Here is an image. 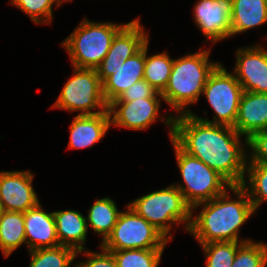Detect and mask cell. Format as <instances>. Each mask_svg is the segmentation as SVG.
I'll return each mask as SVG.
<instances>
[{
  "instance_id": "cell-10",
  "label": "cell",
  "mask_w": 267,
  "mask_h": 267,
  "mask_svg": "<svg viewBox=\"0 0 267 267\" xmlns=\"http://www.w3.org/2000/svg\"><path fill=\"white\" fill-rule=\"evenodd\" d=\"M30 171L0 172V198L4 211L26 212L40 202L32 187Z\"/></svg>"
},
{
  "instance_id": "cell-26",
  "label": "cell",
  "mask_w": 267,
  "mask_h": 267,
  "mask_svg": "<svg viewBox=\"0 0 267 267\" xmlns=\"http://www.w3.org/2000/svg\"><path fill=\"white\" fill-rule=\"evenodd\" d=\"M246 171L248 173L249 185L244 180L241 186L248 192L256 211L263 201H267V164L247 163Z\"/></svg>"
},
{
  "instance_id": "cell-25",
  "label": "cell",
  "mask_w": 267,
  "mask_h": 267,
  "mask_svg": "<svg viewBox=\"0 0 267 267\" xmlns=\"http://www.w3.org/2000/svg\"><path fill=\"white\" fill-rule=\"evenodd\" d=\"M250 239L236 241H219L200 244L206 255V267H232L237 249Z\"/></svg>"
},
{
  "instance_id": "cell-17",
  "label": "cell",
  "mask_w": 267,
  "mask_h": 267,
  "mask_svg": "<svg viewBox=\"0 0 267 267\" xmlns=\"http://www.w3.org/2000/svg\"><path fill=\"white\" fill-rule=\"evenodd\" d=\"M109 111L94 115L77 114L70 126L68 148L81 149L92 147L99 142L111 126Z\"/></svg>"
},
{
  "instance_id": "cell-28",
  "label": "cell",
  "mask_w": 267,
  "mask_h": 267,
  "mask_svg": "<svg viewBox=\"0 0 267 267\" xmlns=\"http://www.w3.org/2000/svg\"><path fill=\"white\" fill-rule=\"evenodd\" d=\"M267 245L263 242H244L236 252L232 267H266Z\"/></svg>"
},
{
  "instance_id": "cell-21",
  "label": "cell",
  "mask_w": 267,
  "mask_h": 267,
  "mask_svg": "<svg viewBox=\"0 0 267 267\" xmlns=\"http://www.w3.org/2000/svg\"><path fill=\"white\" fill-rule=\"evenodd\" d=\"M26 243L24 213L2 211L0 214V249L8 257L20 245Z\"/></svg>"
},
{
  "instance_id": "cell-8",
  "label": "cell",
  "mask_w": 267,
  "mask_h": 267,
  "mask_svg": "<svg viewBox=\"0 0 267 267\" xmlns=\"http://www.w3.org/2000/svg\"><path fill=\"white\" fill-rule=\"evenodd\" d=\"M64 110L80 111L79 115H94L108 110L103 84L96 69L74 67V75L65 83L53 105ZM98 108L99 111L92 112Z\"/></svg>"
},
{
  "instance_id": "cell-14",
  "label": "cell",
  "mask_w": 267,
  "mask_h": 267,
  "mask_svg": "<svg viewBox=\"0 0 267 267\" xmlns=\"http://www.w3.org/2000/svg\"><path fill=\"white\" fill-rule=\"evenodd\" d=\"M234 128L246 145L252 134L267 130V93L243 91Z\"/></svg>"
},
{
  "instance_id": "cell-12",
  "label": "cell",
  "mask_w": 267,
  "mask_h": 267,
  "mask_svg": "<svg viewBox=\"0 0 267 267\" xmlns=\"http://www.w3.org/2000/svg\"><path fill=\"white\" fill-rule=\"evenodd\" d=\"M234 75L243 91L267 93V50L251 46L237 50Z\"/></svg>"
},
{
  "instance_id": "cell-2",
  "label": "cell",
  "mask_w": 267,
  "mask_h": 267,
  "mask_svg": "<svg viewBox=\"0 0 267 267\" xmlns=\"http://www.w3.org/2000/svg\"><path fill=\"white\" fill-rule=\"evenodd\" d=\"M237 200H231L228 190L212 200L196 204L193 210L203 205L199 215L191 219L188 232H190L199 244L219 241L239 242L240 227L255 213L248 192L244 187L231 186Z\"/></svg>"
},
{
  "instance_id": "cell-23",
  "label": "cell",
  "mask_w": 267,
  "mask_h": 267,
  "mask_svg": "<svg viewBox=\"0 0 267 267\" xmlns=\"http://www.w3.org/2000/svg\"><path fill=\"white\" fill-rule=\"evenodd\" d=\"M149 41L145 44L144 79L158 92H162L169 80L173 61L166 52L147 56Z\"/></svg>"
},
{
  "instance_id": "cell-20",
  "label": "cell",
  "mask_w": 267,
  "mask_h": 267,
  "mask_svg": "<svg viewBox=\"0 0 267 267\" xmlns=\"http://www.w3.org/2000/svg\"><path fill=\"white\" fill-rule=\"evenodd\" d=\"M148 41V35L137 18L126 23L116 33L106 55L117 56L126 60L137 53Z\"/></svg>"
},
{
  "instance_id": "cell-1",
  "label": "cell",
  "mask_w": 267,
  "mask_h": 267,
  "mask_svg": "<svg viewBox=\"0 0 267 267\" xmlns=\"http://www.w3.org/2000/svg\"><path fill=\"white\" fill-rule=\"evenodd\" d=\"M165 123L170 126V138L184 152L214 169L231 186L242 185L248 156L234 127L204 122L190 113L169 115Z\"/></svg>"
},
{
  "instance_id": "cell-4",
  "label": "cell",
  "mask_w": 267,
  "mask_h": 267,
  "mask_svg": "<svg viewBox=\"0 0 267 267\" xmlns=\"http://www.w3.org/2000/svg\"><path fill=\"white\" fill-rule=\"evenodd\" d=\"M138 215L145 218L168 240L172 223L186 222L188 231L192 219V207L185 201L181 191L172 184L164 189L137 198L128 204Z\"/></svg>"
},
{
  "instance_id": "cell-18",
  "label": "cell",
  "mask_w": 267,
  "mask_h": 267,
  "mask_svg": "<svg viewBox=\"0 0 267 267\" xmlns=\"http://www.w3.org/2000/svg\"><path fill=\"white\" fill-rule=\"evenodd\" d=\"M53 214L59 244L74 249L77 254L83 252L88 231L86 217L75 210H60Z\"/></svg>"
},
{
  "instance_id": "cell-29",
  "label": "cell",
  "mask_w": 267,
  "mask_h": 267,
  "mask_svg": "<svg viewBox=\"0 0 267 267\" xmlns=\"http://www.w3.org/2000/svg\"><path fill=\"white\" fill-rule=\"evenodd\" d=\"M66 0H11V4L29 15L36 24H48L52 20V5L59 7Z\"/></svg>"
},
{
  "instance_id": "cell-34",
  "label": "cell",
  "mask_w": 267,
  "mask_h": 267,
  "mask_svg": "<svg viewBox=\"0 0 267 267\" xmlns=\"http://www.w3.org/2000/svg\"><path fill=\"white\" fill-rule=\"evenodd\" d=\"M2 211H3V205H2L1 198H0V214L2 213Z\"/></svg>"
},
{
  "instance_id": "cell-5",
  "label": "cell",
  "mask_w": 267,
  "mask_h": 267,
  "mask_svg": "<svg viewBox=\"0 0 267 267\" xmlns=\"http://www.w3.org/2000/svg\"><path fill=\"white\" fill-rule=\"evenodd\" d=\"M124 25L92 22L84 18L61 45L68 51L73 67L96 69L109 51L114 36Z\"/></svg>"
},
{
  "instance_id": "cell-9",
  "label": "cell",
  "mask_w": 267,
  "mask_h": 267,
  "mask_svg": "<svg viewBox=\"0 0 267 267\" xmlns=\"http://www.w3.org/2000/svg\"><path fill=\"white\" fill-rule=\"evenodd\" d=\"M242 93L243 88L234 73H228L219 63L209 75L203 89V95L216 114L214 121L201 118L192 112L190 114L204 122L234 127Z\"/></svg>"
},
{
  "instance_id": "cell-11",
  "label": "cell",
  "mask_w": 267,
  "mask_h": 267,
  "mask_svg": "<svg viewBox=\"0 0 267 267\" xmlns=\"http://www.w3.org/2000/svg\"><path fill=\"white\" fill-rule=\"evenodd\" d=\"M232 0H199L194 19L208 39L216 43L231 36Z\"/></svg>"
},
{
  "instance_id": "cell-27",
  "label": "cell",
  "mask_w": 267,
  "mask_h": 267,
  "mask_svg": "<svg viewBox=\"0 0 267 267\" xmlns=\"http://www.w3.org/2000/svg\"><path fill=\"white\" fill-rule=\"evenodd\" d=\"M164 249L110 251L118 267H157Z\"/></svg>"
},
{
  "instance_id": "cell-3",
  "label": "cell",
  "mask_w": 267,
  "mask_h": 267,
  "mask_svg": "<svg viewBox=\"0 0 267 267\" xmlns=\"http://www.w3.org/2000/svg\"><path fill=\"white\" fill-rule=\"evenodd\" d=\"M209 53V50H202L173 61L168 83L161 95L172 109L180 111L179 115L191 112L186 107L198 101L209 75L219 64L209 62Z\"/></svg>"
},
{
  "instance_id": "cell-33",
  "label": "cell",
  "mask_w": 267,
  "mask_h": 267,
  "mask_svg": "<svg viewBox=\"0 0 267 267\" xmlns=\"http://www.w3.org/2000/svg\"><path fill=\"white\" fill-rule=\"evenodd\" d=\"M126 60L121 57L106 55L101 61L100 65L96 68L97 74L103 83L109 76L113 74L120 64H123Z\"/></svg>"
},
{
  "instance_id": "cell-16",
  "label": "cell",
  "mask_w": 267,
  "mask_h": 267,
  "mask_svg": "<svg viewBox=\"0 0 267 267\" xmlns=\"http://www.w3.org/2000/svg\"><path fill=\"white\" fill-rule=\"evenodd\" d=\"M145 68V45L133 56L126 59L123 64L113 71L103 84V95L106 103L109 104L117 99L121 93L127 90L132 84L144 79Z\"/></svg>"
},
{
  "instance_id": "cell-6",
  "label": "cell",
  "mask_w": 267,
  "mask_h": 267,
  "mask_svg": "<svg viewBox=\"0 0 267 267\" xmlns=\"http://www.w3.org/2000/svg\"><path fill=\"white\" fill-rule=\"evenodd\" d=\"M178 168L184 182L176 187L183 194L185 201L193 207L223 194L231 185L214 169L198 158L184 152L172 139ZM227 188V189H226Z\"/></svg>"
},
{
  "instance_id": "cell-24",
  "label": "cell",
  "mask_w": 267,
  "mask_h": 267,
  "mask_svg": "<svg viewBox=\"0 0 267 267\" xmlns=\"http://www.w3.org/2000/svg\"><path fill=\"white\" fill-rule=\"evenodd\" d=\"M31 253L30 267H70L77 252L66 246L38 248Z\"/></svg>"
},
{
  "instance_id": "cell-13",
  "label": "cell",
  "mask_w": 267,
  "mask_h": 267,
  "mask_svg": "<svg viewBox=\"0 0 267 267\" xmlns=\"http://www.w3.org/2000/svg\"><path fill=\"white\" fill-rule=\"evenodd\" d=\"M119 107V109H117ZM160 107L158 97L136 99L128 102H110L108 111L111 125L132 130H143L157 119Z\"/></svg>"
},
{
  "instance_id": "cell-19",
  "label": "cell",
  "mask_w": 267,
  "mask_h": 267,
  "mask_svg": "<svg viewBox=\"0 0 267 267\" xmlns=\"http://www.w3.org/2000/svg\"><path fill=\"white\" fill-rule=\"evenodd\" d=\"M231 36L267 22V0H232Z\"/></svg>"
},
{
  "instance_id": "cell-7",
  "label": "cell",
  "mask_w": 267,
  "mask_h": 267,
  "mask_svg": "<svg viewBox=\"0 0 267 267\" xmlns=\"http://www.w3.org/2000/svg\"><path fill=\"white\" fill-rule=\"evenodd\" d=\"M121 212L112 233L100 244L107 251L164 249L169 240L129 205Z\"/></svg>"
},
{
  "instance_id": "cell-32",
  "label": "cell",
  "mask_w": 267,
  "mask_h": 267,
  "mask_svg": "<svg viewBox=\"0 0 267 267\" xmlns=\"http://www.w3.org/2000/svg\"><path fill=\"white\" fill-rule=\"evenodd\" d=\"M100 248L102 249L101 253L86 251L85 255L89 259L77 264L76 267H118L112 253L101 246Z\"/></svg>"
},
{
  "instance_id": "cell-30",
  "label": "cell",
  "mask_w": 267,
  "mask_h": 267,
  "mask_svg": "<svg viewBox=\"0 0 267 267\" xmlns=\"http://www.w3.org/2000/svg\"><path fill=\"white\" fill-rule=\"evenodd\" d=\"M162 99V95L154 89L145 79H141L132 84L127 90L113 100L112 102H128L136 99H145L150 97H158Z\"/></svg>"
},
{
  "instance_id": "cell-22",
  "label": "cell",
  "mask_w": 267,
  "mask_h": 267,
  "mask_svg": "<svg viewBox=\"0 0 267 267\" xmlns=\"http://www.w3.org/2000/svg\"><path fill=\"white\" fill-rule=\"evenodd\" d=\"M120 213L111 198L99 199L89 209L88 217H86V221L89 222L87 226L90 224L96 234L102 235V242H104L112 233Z\"/></svg>"
},
{
  "instance_id": "cell-15",
  "label": "cell",
  "mask_w": 267,
  "mask_h": 267,
  "mask_svg": "<svg viewBox=\"0 0 267 267\" xmlns=\"http://www.w3.org/2000/svg\"><path fill=\"white\" fill-rule=\"evenodd\" d=\"M24 227L28 250L59 246L53 212L42 210L39 203L24 212Z\"/></svg>"
},
{
  "instance_id": "cell-31",
  "label": "cell",
  "mask_w": 267,
  "mask_h": 267,
  "mask_svg": "<svg viewBox=\"0 0 267 267\" xmlns=\"http://www.w3.org/2000/svg\"><path fill=\"white\" fill-rule=\"evenodd\" d=\"M247 146L253 152L249 163L267 164V130L252 134L247 139Z\"/></svg>"
}]
</instances>
